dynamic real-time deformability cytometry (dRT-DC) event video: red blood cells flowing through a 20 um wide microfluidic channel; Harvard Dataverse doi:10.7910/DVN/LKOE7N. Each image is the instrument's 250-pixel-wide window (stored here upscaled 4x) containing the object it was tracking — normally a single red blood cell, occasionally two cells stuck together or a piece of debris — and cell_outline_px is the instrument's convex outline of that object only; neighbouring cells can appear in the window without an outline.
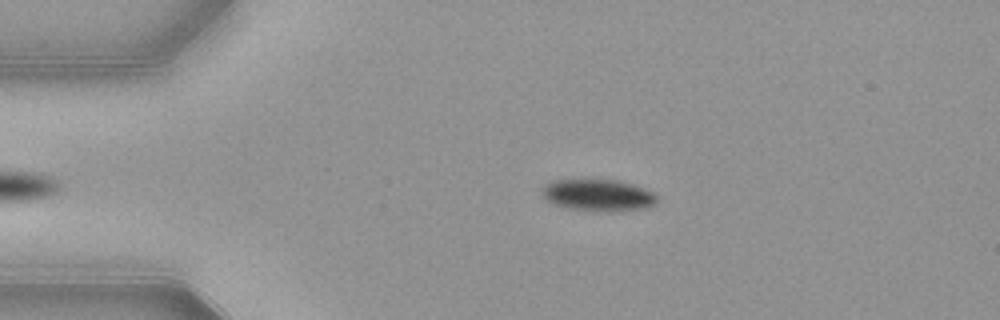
{"species": "common noctule bat (a hibernating species)", "species_latin": "Nyctalus noctula", "temperature_condition": "warm", "stored_images_in_passage": 40, "camera_frame_rate_fps": 3000, "um_per_image_px": 0.085, "animal": {"sex": "female", "body_mass_g": 21.9}, "frame": {"image": 1, "passage_image": 4, "time_ms": 1.0, "image_size_px": [1000, 320], "cell_outline_px": [[656, 200], [648, 208], [612, 212], [608, 212], [568, 208], [556, 204], [548, 200], [544, 196], [544, 188], [548, 184], [556, 180], [616, 180], [632, 184], [652, 192], [656, 196]], "centroid_in_image_um": [50.89, 16.6], "position_along_channel_um": 34.1, "area_um2": 20.75}}
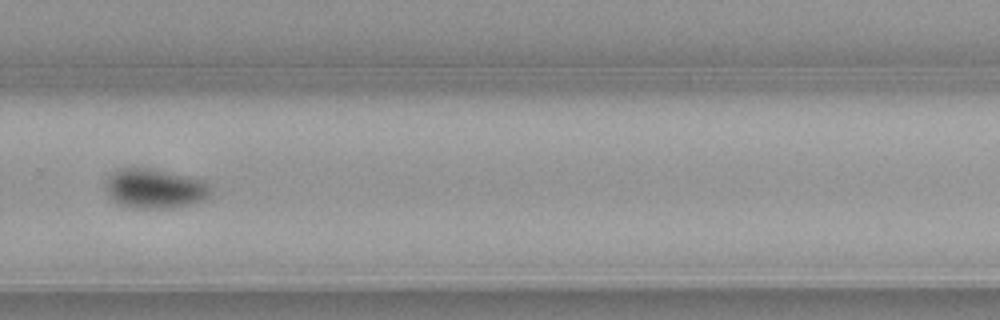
{"frame": {"image": 2, "passage_image": 29, "time_ms": 9.333, "image_size_px": [1000, 320], "cell_outline_px": [[212, 192], [204, 200], [172, 208], [132, 208], [116, 204], [108, 196], [104, 180], [112, 172], [120, 168], [148, 168], [204, 180], [208, 184]], "centroid_in_image_um": [13.1, 16.04], "position_along_channel_um": 316.7, "area_um2": 24.33}}
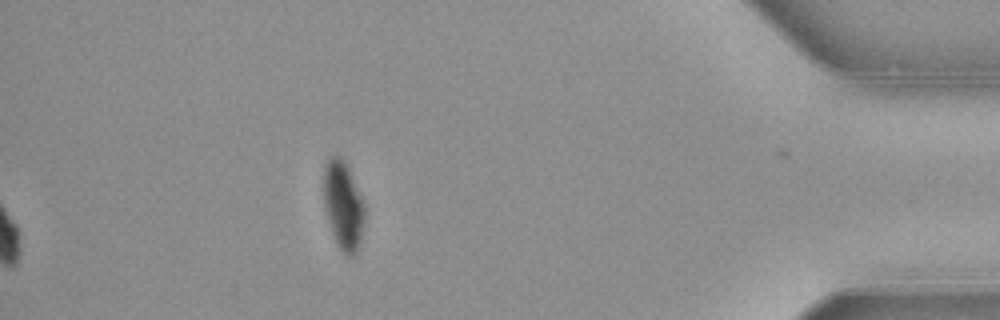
{"frame": {"image": 3, "passage_image": 40, "time_ms": 13.0, "image_size_px": [1000, 320], "cell_outline_px": [[364, 220], [360, 244], [356, 256], [344, 256], [336, 244], [328, 220], [324, 204], [324, 164], [328, 156], [340, 156], [344, 160], [348, 168], [364, 204]], "centroid_in_image_um": [29.17, 17.5], "position_along_channel_um": 406.0, "area_um2": 21.15}, "authors_computed_cell_mechanics": {"area_um2": 24.2182, "velocity_mm_per_s": 3.8768, "shape_relaxation_time_tau1_ms": 2.3724, "shape_relaxation_time_tau2_ms": 9.9902, "deformation_change_tau1": 0.1146, "deformation_change_tau2": 0.076}}